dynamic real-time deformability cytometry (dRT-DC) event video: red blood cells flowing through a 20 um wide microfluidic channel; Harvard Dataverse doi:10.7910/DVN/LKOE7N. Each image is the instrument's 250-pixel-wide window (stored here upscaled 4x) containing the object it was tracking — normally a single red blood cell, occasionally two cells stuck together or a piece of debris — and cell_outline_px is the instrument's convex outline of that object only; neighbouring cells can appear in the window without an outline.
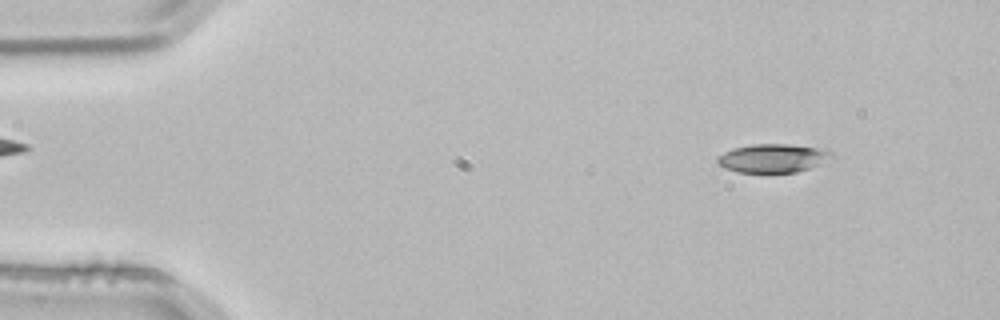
{"species": "common noctule bat (a hibernating species)", "species_latin": "Nyctalus noctula", "temperature_condition": "room temperature", "stored_images_in_passage": 3, "camera_frame_rate_fps": 3000, "um_per_image_px": 0.085, "animal": {"sex": "male", "body_mass_g": 21.5, "forearm_length_mm": 52.0}, "frame": {"image": 1, "passage_image": 1, "time_ms": 0.0, "image_size_px": [1000, 320], "cell_outline_px": [[836, 156], [808, 168], [796, 172], [736, 172], [724, 168], [716, 160], [716, 156], [732, 148], [752, 144], [788, 144], [828, 148]], "centroid_in_image_um": [65.71, 13.42], "position_along_channel_um": 19.3, "area_um2": 19.19}}
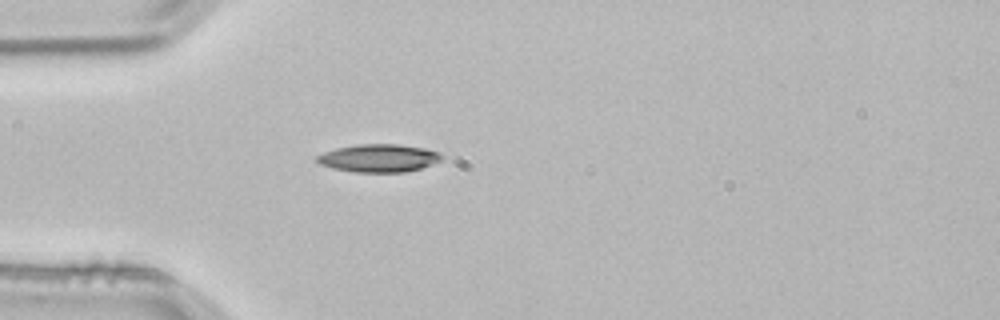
{"frame": {"image": 2, "passage_image": 3, "time_ms": 0.667, "image_size_px": [1000, 320], "cell_outline_px": [[444, 156], [440, 160], [432, 164], [420, 168], [404, 172], [352, 172], [332, 168], [320, 164], [316, 160], [316, 156], [324, 152], [336, 148], [356, 144], [400, 144], [424, 148], [440, 152]], "centroid_in_image_um": [32.19, 13.43], "position_along_channel_um": 52.8, "area_um2": 20.35}}